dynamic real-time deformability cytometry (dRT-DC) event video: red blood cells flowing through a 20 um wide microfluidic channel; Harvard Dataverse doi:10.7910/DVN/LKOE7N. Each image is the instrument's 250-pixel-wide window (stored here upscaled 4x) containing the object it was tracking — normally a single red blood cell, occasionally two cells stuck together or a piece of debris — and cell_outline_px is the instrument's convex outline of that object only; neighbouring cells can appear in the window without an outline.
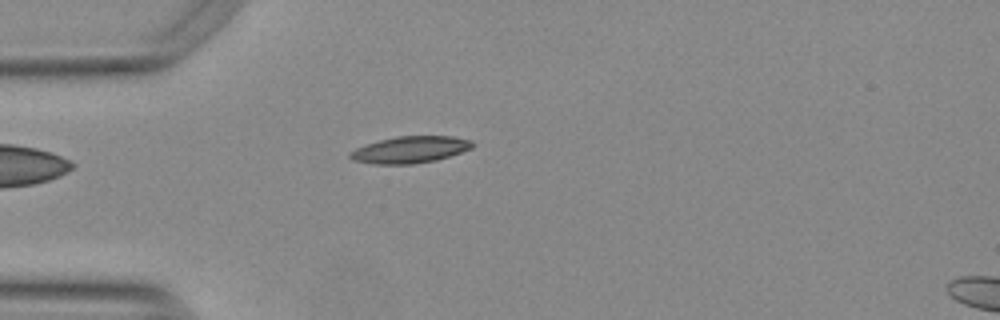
{"species": "Egyptian fruit bat (a non-hibernating species)", "species_latin": "Rousettus aegyptiacus", "temperature_condition": "warm", "stored_images_in_passage": 40, "camera_frame_rate_fps": 3000, "um_per_image_px": 0.085, "animal": {"sex": "female"}, "frame": {"image": 1, "passage_image": 1, "time_ms": 0.0, "image_size_px": [1000, 320], "cell_outline_px": [[476, 144], [472, 148], [436, 160], [412, 164], [372, 164], [352, 160], [348, 156], [348, 152], [356, 148], [380, 140], [396, 136], [452, 136], [472, 140]], "centroid_in_image_um": [34.85, 12.72], "position_along_channel_um": 50.1, "area_um2": 19.07}}
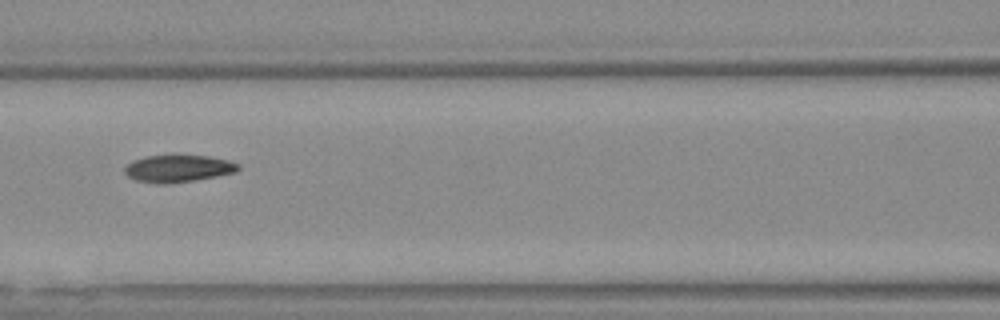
{"frame": {"image": 2, "passage_image": 10, "time_ms": 3.0, "image_size_px": [1000, 320], "cell_outline_px": [[240, 168], [236, 172], [216, 176], [192, 180], [164, 184], [156, 184], [136, 180], [128, 176], [124, 172], [124, 168], [132, 160], [148, 156], [172, 152], [208, 156], [228, 160], [240, 164]], "centroid_in_image_um": [15.13, 14.27], "position_along_channel_um": 151.5, "area_um2": 18.61}}
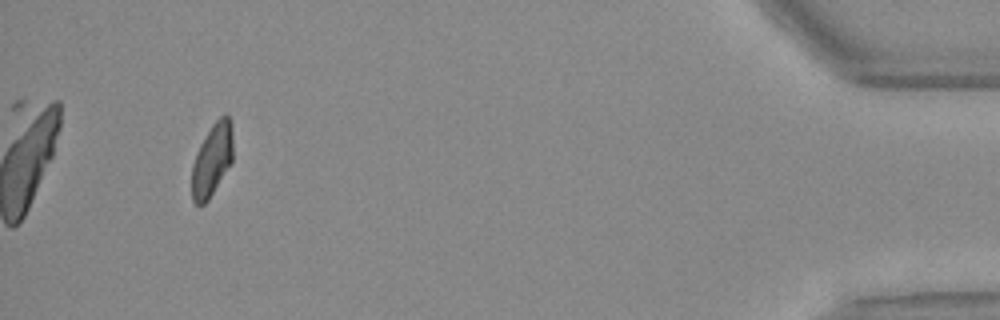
{"frame": {"image": 3, "passage_image": 37, "time_ms": 12.0, "image_size_px": [1000, 320], "cell_outline_px": [[232, 160], [208, 200], [204, 204], [196, 204], [192, 200], [192, 164], [196, 152], [200, 144], [212, 124], [224, 112], [228, 116], [232, 124]], "centroid_in_image_um": [18.01, 13.55], "position_along_channel_um": 417.2, "area_um2": 17.22}, "authors_computed_cell_mechanics": {"area_um2": 18.0914, "velocity_mm_per_s": 3.766, "shape_relaxation_time_tau1_ms": 7.0059, "shape_relaxation_time_tau2_ms": 3.0181, "deformation_change_tau1": 0.2079, "deformation_change_tau2": 0.0831}}